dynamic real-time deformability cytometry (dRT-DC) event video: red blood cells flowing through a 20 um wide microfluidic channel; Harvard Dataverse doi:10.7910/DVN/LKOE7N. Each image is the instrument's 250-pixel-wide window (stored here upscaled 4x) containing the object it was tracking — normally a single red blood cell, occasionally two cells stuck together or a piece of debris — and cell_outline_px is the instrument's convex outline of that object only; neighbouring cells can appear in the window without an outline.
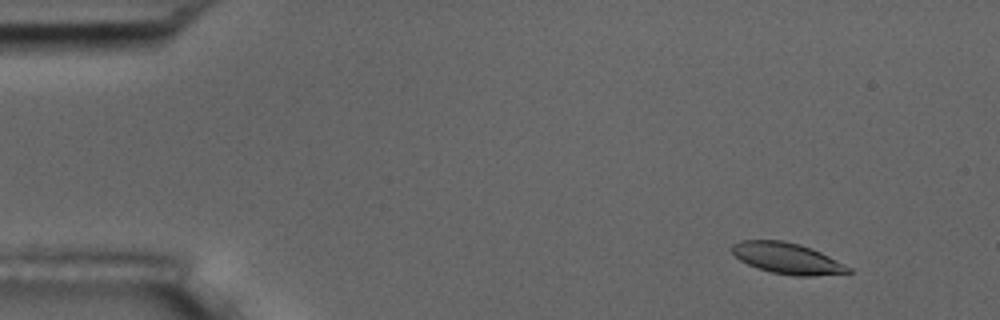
{"species": "common noctule bat (a hibernating species)", "species_latin": "Nyctalus noctula", "temperature_condition": "room temperature", "stored_images_in_passage": 5, "camera_frame_rate_fps": 3000, "um_per_image_px": 0.085, "animal": {"sex": "male", "body_mass_g": 17.5, "forearm_length_mm": 52.3}, "frame": {"image": 1, "passage_image": 2, "time_ms": 0.333, "image_size_px": [1000, 320], "cell_outline_px": [[852, 272], [812, 276], [796, 276], [772, 272], [756, 268], [740, 260], [732, 252], [732, 244], [740, 240], [780, 240], [800, 244], [812, 248], [852, 268]], "centroid_in_image_um": [66.9, 21.95], "position_along_channel_um": 18.1, "area_um2": 20.92}}
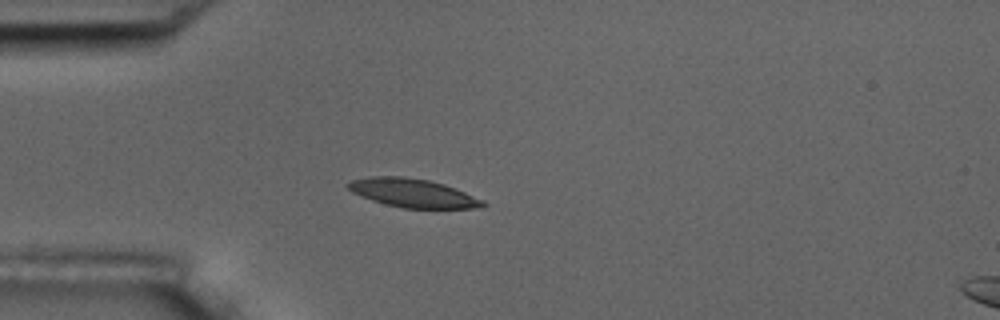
{"frame": {"image": 2, "passage_image": 5, "time_ms": 1.333, "image_size_px": [1000, 320], "cell_outline_px": [[488, 204], [484, 208], [404, 208], [372, 200], [352, 192], [344, 184], [352, 180], [368, 176], [404, 176], [428, 180], [444, 184], [456, 188], [484, 200]], "centroid_in_image_um": [35.13, 16.4], "position_along_channel_um": 49.9, "area_um2": 22.54}}